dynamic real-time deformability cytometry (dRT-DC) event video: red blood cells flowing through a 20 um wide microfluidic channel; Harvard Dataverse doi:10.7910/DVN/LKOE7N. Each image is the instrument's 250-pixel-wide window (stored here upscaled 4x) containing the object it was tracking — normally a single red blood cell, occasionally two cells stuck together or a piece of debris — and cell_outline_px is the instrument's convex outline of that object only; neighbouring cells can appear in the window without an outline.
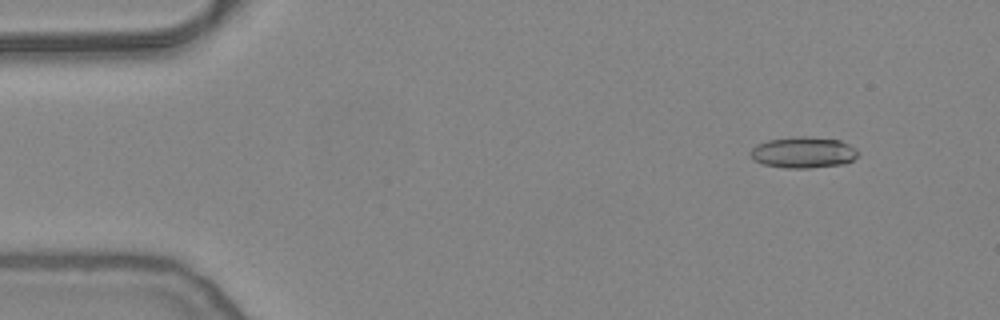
{"species": "common noctule bat (a hibernating species)", "species_latin": "Nyctalus noctula", "temperature_condition": "warm", "stored_images_in_passage": 29, "camera_frame_rate_fps": 3000, "um_per_image_px": 0.085, "animal": {"sex": "female", "body_mass_g": 24.6, "forearm_length_mm": 56.2}, "frame": {"image": 1, "passage_image": 5, "time_ms": 1.333, "image_size_px": [1000, 320], "cell_outline_px": [[860, 152], [852, 160], [844, 164], [808, 168], [784, 168], [764, 164], [752, 160], [748, 152], [756, 144], [768, 140], [796, 136], [808, 136], [840, 140], [856, 148]], "centroid_in_image_um": [68.25, 12.95], "position_along_channel_um": 16.7, "area_um2": 19.77}}
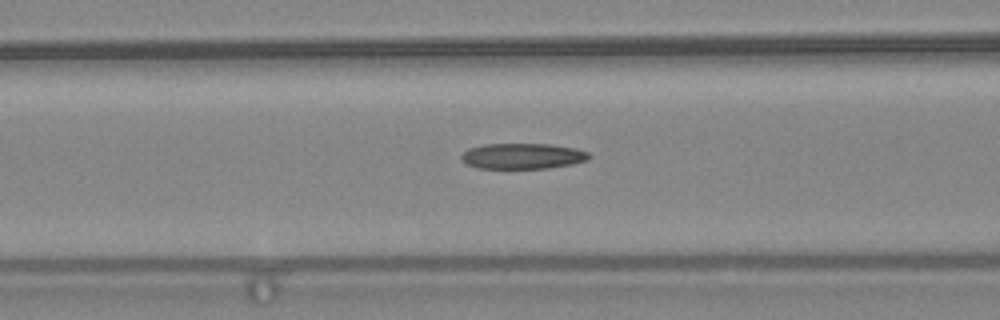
{"frame": {"image": 2, "passage_image": 21, "time_ms": 6.667, "image_size_px": [1000, 320], "cell_outline_px": [[592, 156], [588, 160], [572, 164], [548, 168], [476, 168], [460, 160], [460, 156], [468, 148], [484, 144], [552, 144], [576, 148], [588, 152]], "centroid_in_image_um": [44.43, 13.26], "position_along_channel_um": 122.2, "area_um2": 19.25}}
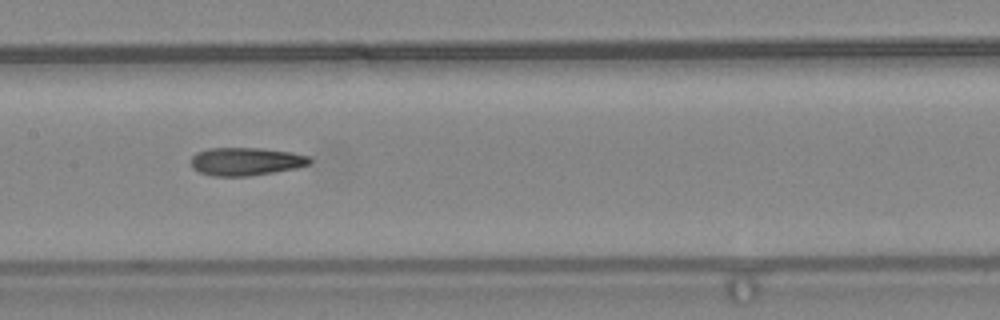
{"frame": {"image": 3, "passage_image": 26, "time_ms": 8.333, "image_size_px": [1000, 320], "cell_outline_px": [[312, 164], [296, 168], [248, 176], [212, 176], [200, 172], [192, 168], [188, 160], [196, 152], [208, 148], [260, 148], [292, 152], [308, 156], [312, 160]], "centroid_in_image_um": [20.87, 13.72], "position_along_channel_um": 186.5, "area_um2": 19.59}}